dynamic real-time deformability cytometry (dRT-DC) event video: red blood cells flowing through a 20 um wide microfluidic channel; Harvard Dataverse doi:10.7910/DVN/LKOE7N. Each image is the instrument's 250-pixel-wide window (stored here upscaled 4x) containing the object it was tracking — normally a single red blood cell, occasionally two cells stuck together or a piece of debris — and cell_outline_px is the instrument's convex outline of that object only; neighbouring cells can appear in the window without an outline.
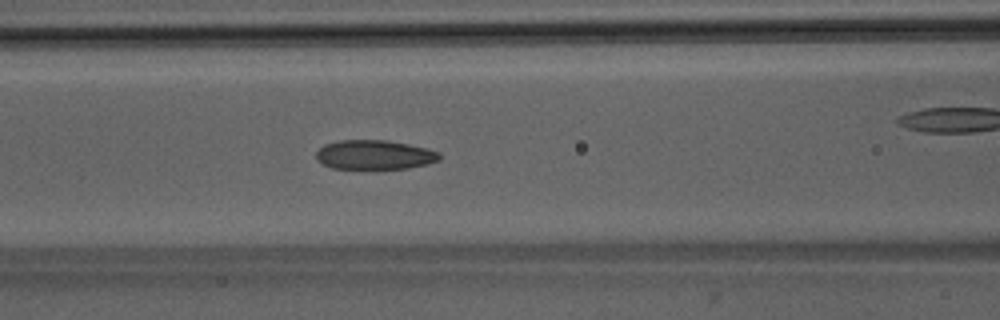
{"species": "Egyptian fruit bat (a non-hibernating species)", "species_latin": "Rousettus aegyptiacus", "temperature_condition": "room temperature", "stored_images_in_passage": 39, "camera_frame_rate_fps": 3000, "um_per_image_px": 0.085, "animal": {"sex": "male"}, "frame": {"image": 1, "passage_image": 12, "time_ms": 3.667, "image_size_px": [1000, 320], "cell_outline_px": [[440, 160], [428, 164], [408, 168], [332, 168], [316, 160], [316, 152], [324, 144], [340, 140], [384, 140], [408, 144], [428, 148], [440, 152]], "centroid_in_image_um": [31.85, 13.15], "position_along_channel_um": 134.8, "area_um2": 21.04}, "authors_computed_cell_mechanics": {"area_um2": 21.1548, "velocity_mm_per_s": 4.0049, "shape_relaxation_time_tau1_ms": null, "shape_relaxation_time_tau2_ms": 2.8782, "deformation_change_tau1": null, "deformation_change_tau2": 0.1015}}